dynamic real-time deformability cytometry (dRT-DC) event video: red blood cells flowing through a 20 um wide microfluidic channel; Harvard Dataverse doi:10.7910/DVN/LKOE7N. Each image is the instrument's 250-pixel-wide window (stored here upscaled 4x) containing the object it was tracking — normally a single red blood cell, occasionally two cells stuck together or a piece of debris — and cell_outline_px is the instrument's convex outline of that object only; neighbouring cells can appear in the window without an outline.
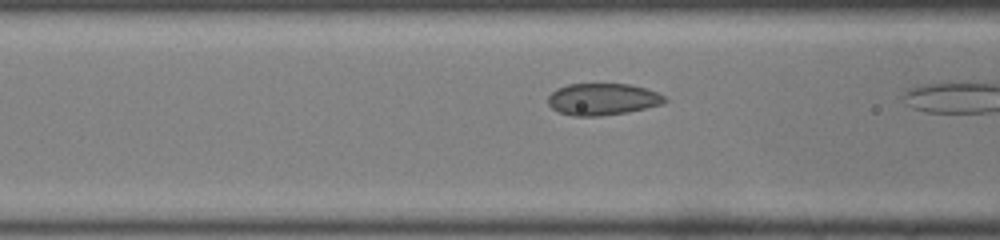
{"species": "common noctule bat (a hibernating species)", "species_latin": "Nyctalus noctula", "temperature_condition": "room temperature", "stored_images_in_passage": 6, "camera_frame_rate_fps": 3000, "um_per_image_px": 0.085, "animal": {"sex": "male", "body_mass_g": 19.0, "forearm_length_mm": 50.8}, "frame": {"image": 1, "passage_image": 5, "time_ms": 1.333, "image_size_px": [1000, 240], "cell_outline_px": [[668, 100], [660, 104], [628, 112], [600, 116], [572, 116], [560, 112], [552, 108], [548, 104], [548, 96], [556, 88], [568, 84], [628, 84], [644, 88], [656, 92], [664, 96]], "centroid_in_image_um": [51.18, 8.43], "position_along_channel_um": 115.4, "area_um2": 21.5}}